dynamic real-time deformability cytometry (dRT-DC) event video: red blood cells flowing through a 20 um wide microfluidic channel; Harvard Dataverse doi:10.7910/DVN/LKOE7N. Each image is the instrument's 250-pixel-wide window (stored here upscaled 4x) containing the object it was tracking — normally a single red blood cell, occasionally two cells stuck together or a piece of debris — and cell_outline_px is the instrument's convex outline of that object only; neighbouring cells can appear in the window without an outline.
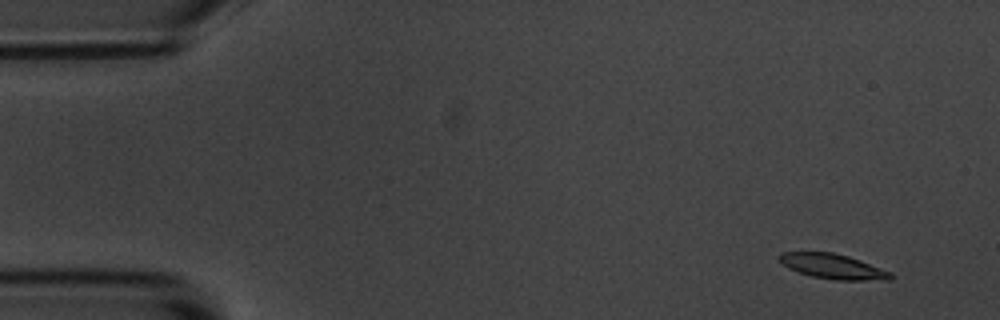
{"species": "common noctule bat (a hibernating species)", "species_latin": "Nyctalus noctula", "temperature_condition": "room temperature", "stored_images_in_passage": 6, "camera_frame_rate_fps": 3000, "um_per_image_px": 0.085, "animal": {"sex": "male", "body_mass_g": 20.1, "forearm_length_mm": 53.5}, "frame": {"image": 1, "passage_image": 1, "time_ms": 0.0, "image_size_px": [1000, 320], "cell_outline_px": [[896, 276], [892, 280], [836, 280], [812, 276], [788, 268], [776, 256], [780, 252], [832, 252], [848, 256], [860, 260], [892, 272]], "centroid_in_image_um": [70.84, 22.64], "position_along_channel_um": 14.2, "area_um2": 16.24}}
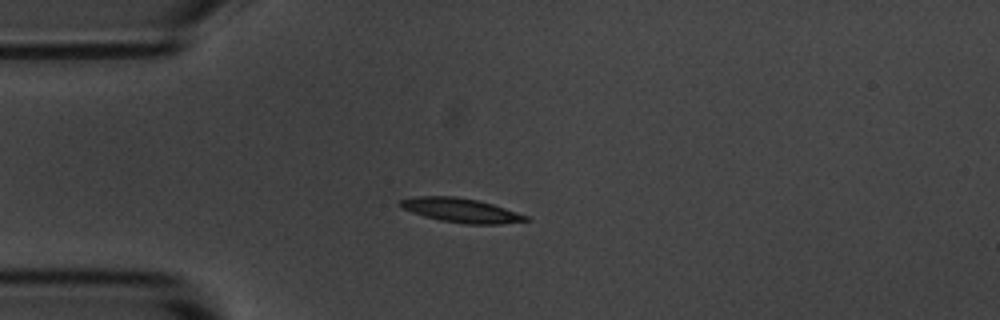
{"frame": {"image": 2, "passage_image": 4, "time_ms": 3.333, "image_size_px": [1000, 320], "cell_outline_px": [[532, 220], [500, 224], [464, 224], [440, 220], [424, 216], [400, 208], [396, 204], [400, 200], [416, 196], [456, 196], [476, 200], [492, 204], [528, 216]], "centroid_in_image_um": [39.14, 17.88], "position_along_channel_um": 45.9, "area_um2": 17.74}}